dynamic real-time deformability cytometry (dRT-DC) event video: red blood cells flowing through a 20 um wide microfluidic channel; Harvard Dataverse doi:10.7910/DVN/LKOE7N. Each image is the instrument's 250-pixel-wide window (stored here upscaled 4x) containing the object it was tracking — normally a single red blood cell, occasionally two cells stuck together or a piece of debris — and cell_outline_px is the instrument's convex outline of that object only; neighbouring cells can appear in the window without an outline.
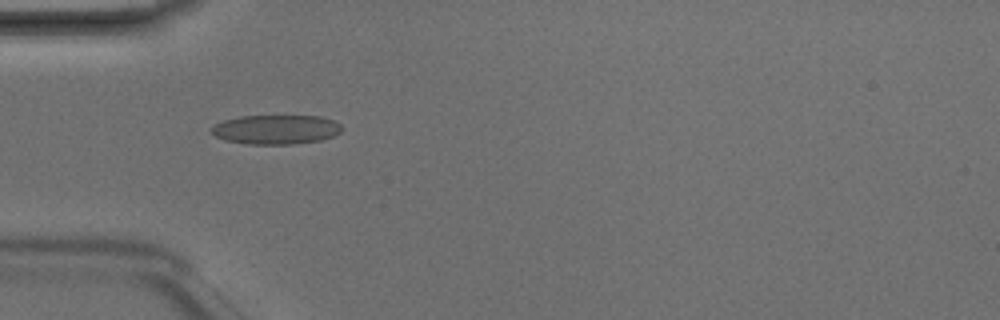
{"species": "Egyptian fruit bat (a non-hibernating species)", "species_latin": "Rousettus aegyptiacus", "temperature_condition": "room temperature", "stored_images_in_passage": 5, "camera_frame_rate_fps": 3000, "um_per_image_px": 0.085, "animal": {"sex": "male"}, "frame": {"image": 1, "passage_image": 5, "time_ms": 1.333, "image_size_px": [1000, 320], "cell_outline_px": [[344, 128], [340, 132], [332, 136], [320, 140], [292, 144], [248, 144], [224, 140], [216, 136], [212, 132], [212, 128], [216, 124], [224, 120], [240, 116], [320, 116], [332, 120], [340, 124]], "centroid_in_image_um": [23.47, 11.01], "position_along_channel_um": 61.5, "area_um2": 22.14}}